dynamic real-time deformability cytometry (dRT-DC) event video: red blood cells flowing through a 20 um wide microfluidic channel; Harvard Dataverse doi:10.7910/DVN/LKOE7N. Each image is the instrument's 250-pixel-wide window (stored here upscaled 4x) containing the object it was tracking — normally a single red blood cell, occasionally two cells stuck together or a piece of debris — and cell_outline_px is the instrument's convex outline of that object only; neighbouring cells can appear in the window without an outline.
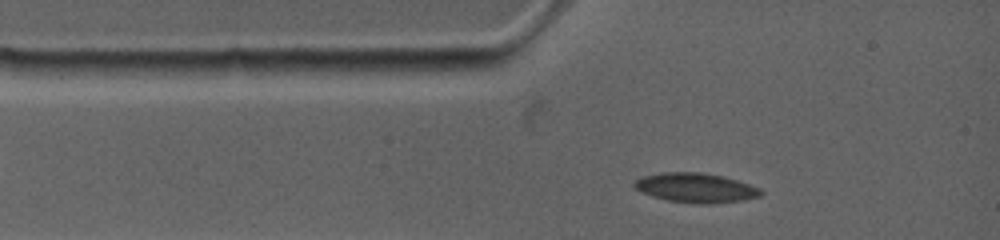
{"species": "common noctule bat (a hibernating species)", "species_latin": "Nyctalus noctula", "temperature_condition": "warm", "stored_images_in_passage": 9, "camera_frame_rate_fps": 4500, "um_per_image_px": 0.085, "animal": {"sex": "female", "body_mass_g": 19.0, "forearm_length_mm": 53.3}, "frame": {"image": 1, "passage_image": 1, "time_ms": 0.0, "image_size_px": [1000, 240], "cell_outline_px": [[764, 192], [760, 196], [744, 200], [704, 204], [700, 204], [668, 200], [652, 196], [640, 192], [632, 188], [632, 184], [636, 180], [644, 176], [664, 172], [700, 172], [724, 176], [760, 188]], "centroid_in_image_um": [59.12, 15.96], "position_along_channel_um": 25.9, "area_um2": 21.73}}
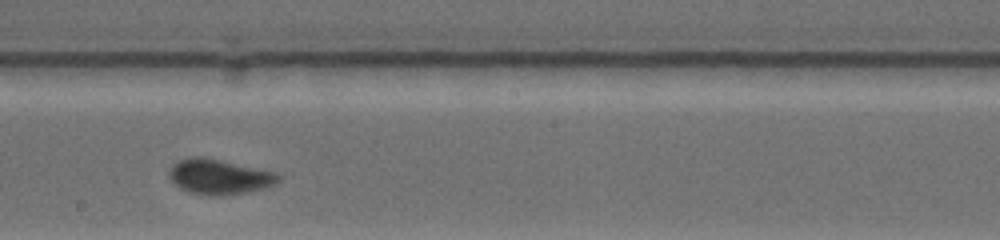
{"frame": {"image": 2, "passage_image": 6, "time_ms": 5.556, "image_size_px": [1000, 240], "cell_outline_px": [[284, 176], [276, 184], [268, 188], [224, 196], [208, 196], [188, 192], [172, 184], [168, 176], [168, 172], [176, 164], [184, 160], [212, 160], [276, 172]], "centroid_in_image_um": [18.71, 15.12], "position_along_channel_um": 229.5, "area_um2": 21.56}}
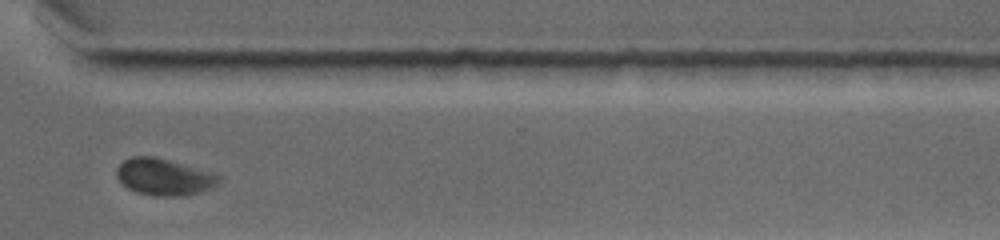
{"frame": {"image": 3, "passage_image": 9, "time_ms": 8.889, "image_size_px": [1000, 240], "cell_outline_px": [[224, 180], [220, 184], [212, 188], [200, 192], [184, 196], [156, 196], [136, 192], [120, 184], [116, 176], [116, 168], [124, 160], [132, 156], [152, 156], [216, 172], [224, 176]], "centroid_in_image_um": [14.01, 15.05], "position_along_channel_um": 356.6, "area_um2": 22.48}}